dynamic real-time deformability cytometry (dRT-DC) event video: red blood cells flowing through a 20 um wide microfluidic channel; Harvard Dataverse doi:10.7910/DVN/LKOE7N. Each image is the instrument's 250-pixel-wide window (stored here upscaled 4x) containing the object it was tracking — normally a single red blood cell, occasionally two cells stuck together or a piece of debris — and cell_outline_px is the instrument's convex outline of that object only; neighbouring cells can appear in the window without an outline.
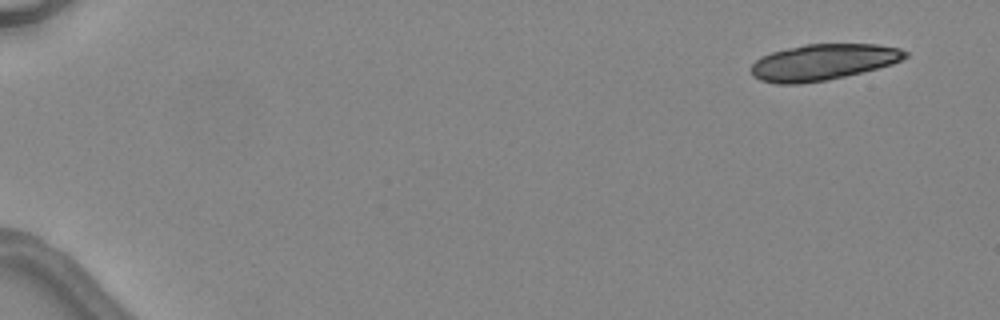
{"species": "common noctule bat (a hibernating species)", "species_latin": "Nyctalus noctula", "temperature_condition": "warm", "stored_images_in_passage": 4, "camera_frame_rate_fps": 3000, "um_per_image_px": 0.085, "animal": {"sex": "female", "body_mass_g": 24.6, "forearm_length_mm": 56.2}, "frame": {"image": 1, "passage_image": 1, "time_ms": 0.0, "image_size_px": [1000, 320], "cell_outline_px": [[908, 56], [892, 64], [828, 80], [800, 84], [776, 84], [760, 80], [752, 76], [752, 64], [760, 56], [772, 52], [788, 48], [808, 44], [876, 44], [900, 48], [908, 52]], "centroid_in_image_um": [69.94, 5.28], "position_along_channel_um": 15.1, "area_um2": 32.31}}